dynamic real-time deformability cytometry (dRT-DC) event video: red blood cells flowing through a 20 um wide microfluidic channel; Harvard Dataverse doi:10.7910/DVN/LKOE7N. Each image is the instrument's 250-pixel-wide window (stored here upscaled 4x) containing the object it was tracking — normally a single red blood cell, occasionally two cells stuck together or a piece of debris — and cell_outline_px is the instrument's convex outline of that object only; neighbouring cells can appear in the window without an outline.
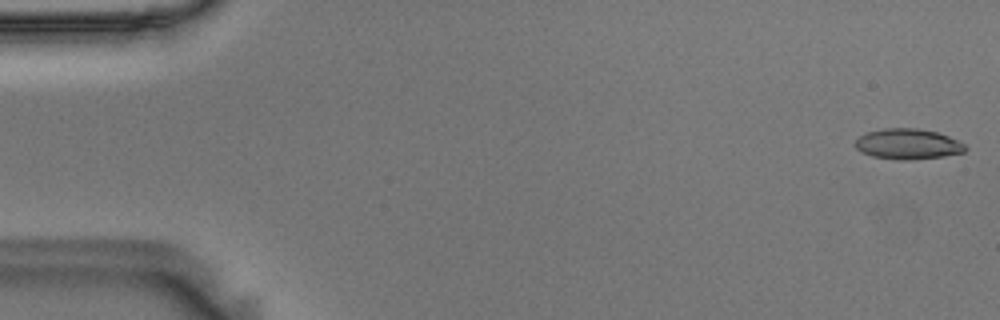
{"species": "Egyptian fruit bat (a non-hibernating species)", "species_latin": "Rousettus aegyptiacus", "temperature_condition": "room temperature", "stored_images_in_passage": 51, "camera_frame_rate_fps": 3000, "um_per_image_px": 0.085, "animal": {"sex": "male"}, "frame": {"image": 1, "passage_image": 1, "time_ms": 0.0, "image_size_px": [1000, 320], "cell_outline_px": [[968, 148], [964, 152], [944, 156], [908, 160], [904, 160], [872, 156], [860, 152], [856, 148], [856, 140], [860, 136], [868, 132], [884, 128], [916, 128], [936, 132], [948, 136], [964, 144]], "centroid_in_image_um": [77.17, 12.24], "position_along_channel_um": 7.8, "area_um2": 19.36}}
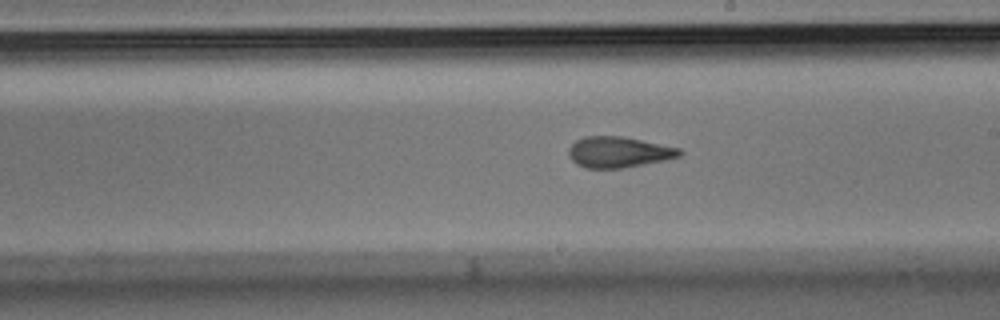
{"frame": {"image": 2, "passage_image": 31, "time_ms": 10.0, "image_size_px": [1000, 320], "cell_outline_px": [[684, 152], [680, 156], [664, 160], [620, 168], [584, 168], [576, 164], [568, 156], [568, 148], [576, 140], [584, 136], [620, 136], [680, 148]], "centroid_in_image_um": [52.54, 12.93], "position_along_channel_um": 236.5, "area_um2": 19.83}}
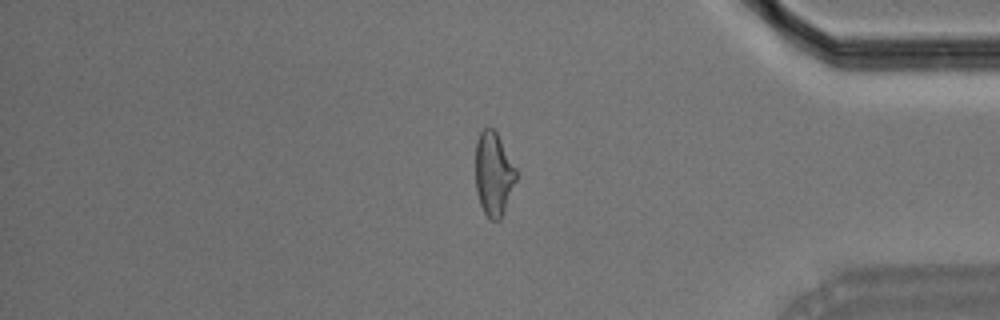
{"frame": {"image": 3, "passage_image": 46, "time_ms": 15.0, "image_size_px": [1000, 320], "cell_outline_px": [[516, 180], [504, 212], [500, 220], [492, 220], [484, 212], [480, 204], [476, 192], [476, 140], [480, 132], [488, 124], [496, 132], [516, 168]], "centroid_in_image_um": [41.94, 14.77], "position_along_channel_um": 393.3, "area_um2": 19.77}, "authors_computed_cell_mechanics": {"area_um2": 19.941, "velocity_mm_per_s": 3.6516, "shape_relaxation_time_tau1_ms": 4.8879, "shape_relaxation_time_tau2_ms": 2.0472, "deformation_change_tau1": 0.1789, "deformation_change_tau2": 0.1101}}